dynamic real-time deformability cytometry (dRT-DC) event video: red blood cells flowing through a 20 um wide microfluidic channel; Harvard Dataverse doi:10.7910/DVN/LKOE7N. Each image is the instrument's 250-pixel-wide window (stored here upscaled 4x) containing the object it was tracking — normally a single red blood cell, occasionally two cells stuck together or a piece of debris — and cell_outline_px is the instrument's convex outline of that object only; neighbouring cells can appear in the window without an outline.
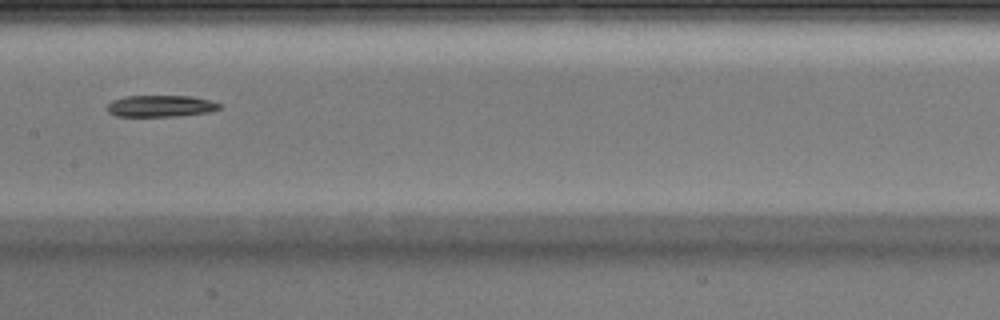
{"species": "Egyptian fruit bat (a non-hibernating species)", "species_latin": "Rousettus aegyptiacus", "temperature_condition": "warm", "stored_images_in_passage": 33, "camera_frame_rate_fps": 3000, "um_per_image_px": 0.085, "animal": {"sex": "male"}, "frame": {"image": 1, "passage_image": 10, "time_ms": 3.0, "image_size_px": [1000, 320], "cell_outline_px": [[220, 108], [208, 112], [176, 116], [116, 116], [108, 112], [108, 104], [112, 100], [128, 96], [192, 96], [212, 100], [220, 104]], "centroid_in_image_um": [13.66, 9.01], "position_along_channel_um": 193.7, "area_um2": 14.05}}
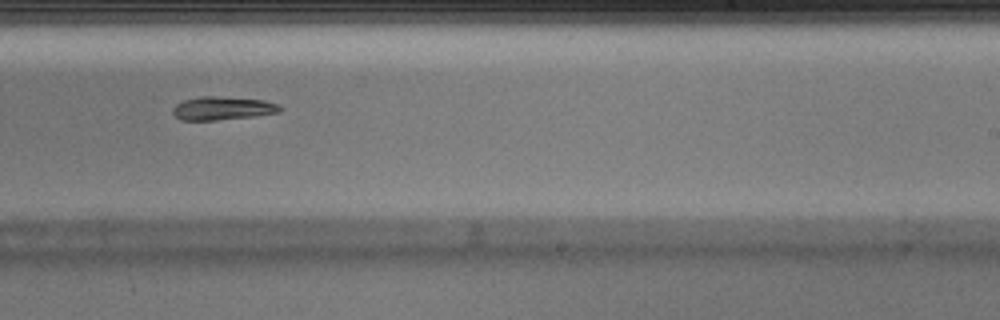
{"frame": {"image": 2, "passage_image": 15, "time_ms": 4.667, "image_size_px": [1000, 320], "cell_outline_px": [[284, 108], [280, 112], [256, 116], [216, 120], [180, 120], [172, 112], [172, 108], [176, 104], [184, 100], [200, 96], [216, 96], [264, 100], [280, 104]], "centroid_in_image_um": [18.95, 9.2], "position_along_channel_um": 270.0, "area_um2": 14.74}}